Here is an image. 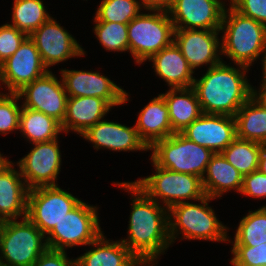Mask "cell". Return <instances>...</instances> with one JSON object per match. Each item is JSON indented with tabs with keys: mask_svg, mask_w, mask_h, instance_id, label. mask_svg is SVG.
Wrapping results in <instances>:
<instances>
[{
	"mask_svg": "<svg viewBox=\"0 0 266 266\" xmlns=\"http://www.w3.org/2000/svg\"><path fill=\"white\" fill-rule=\"evenodd\" d=\"M94 34L107 51L129 52L128 24L94 21Z\"/></svg>",
	"mask_w": 266,
	"mask_h": 266,
	"instance_id": "obj_33",
	"label": "cell"
},
{
	"mask_svg": "<svg viewBox=\"0 0 266 266\" xmlns=\"http://www.w3.org/2000/svg\"><path fill=\"white\" fill-rule=\"evenodd\" d=\"M29 37L34 41L44 65L50 66L86 53L77 40L53 17L44 22Z\"/></svg>",
	"mask_w": 266,
	"mask_h": 266,
	"instance_id": "obj_15",
	"label": "cell"
},
{
	"mask_svg": "<svg viewBox=\"0 0 266 266\" xmlns=\"http://www.w3.org/2000/svg\"><path fill=\"white\" fill-rule=\"evenodd\" d=\"M47 249L46 236L27 217L0 223V266H32Z\"/></svg>",
	"mask_w": 266,
	"mask_h": 266,
	"instance_id": "obj_5",
	"label": "cell"
},
{
	"mask_svg": "<svg viewBox=\"0 0 266 266\" xmlns=\"http://www.w3.org/2000/svg\"><path fill=\"white\" fill-rule=\"evenodd\" d=\"M18 95L23 98L22 107L30 108L45 113L63 122L68 96L62 79L58 80L50 70L32 83L19 90Z\"/></svg>",
	"mask_w": 266,
	"mask_h": 266,
	"instance_id": "obj_13",
	"label": "cell"
},
{
	"mask_svg": "<svg viewBox=\"0 0 266 266\" xmlns=\"http://www.w3.org/2000/svg\"><path fill=\"white\" fill-rule=\"evenodd\" d=\"M28 35L8 23L0 26V65L12 56Z\"/></svg>",
	"mask_w": 266,
	"mask_h": 266,
	"instance_id": "obj_36",
	"label": "cell"
},
{
	"mask_svg": "<svg viewBox=\"0 0 266 266\" xmlns=\"http://www.w3.org/2000/svg\"><path fill=\"white\" fill-rule=\"evenodd\" d=\"M149 150L151 159L164 169L196 175L202 179L214 154L210 149L198 145L181 133H173L157 140Z\"/></svg>",
	"mask_w": 266,
	"mask_h": 266,
	"instance_id": "obj_7",
	"label": "cell"
},
{
	"mask_svg": "<svg viewBox=\"0 0 266 266\" xmlns=\"http://www.w3.org/2000/svg\"><path fill=\"white\" fill-rule=\"evenodd\" d=\"M151 161L156 172L133 183L157 203L161 202L169 209L175 204L186 202L185 200L198 201L205 196L200 177L170 171L159 167L152 159Z\"/></svg>",
	"mask_w": 266,
	"mask_h": 266,
	"instance_id": "obj_8",
	"label": "cell"
},
{
	"mask_svg": "<svg viewBox=\"0 0 266 266\" xmlns=\"http://www.w3.org/2000/svg\"><path fill=\"white\" fill-rule=\"evenodd\" d=\"M215 198L205 195L201 204L182 202L168 209L169 237L173 244L179 234L183 240L229 241L228 227L224 226L208 203Z\"/></svg>",
	"mask_w": 266,
	"mask_h": 266,
	"instance_id": "obj_4",
	"label": "cell"
},
{
	"mask_svg": "<svg viewBox=\"0 0 266 266\" xmlns=\"http://www.w3.org/2000/svg\"><path fill=\"white\" fill-rule=\"evenodd\" d=\"M81 137L90 141L94 149L111 151H148L149 147L133 127L102 119L84 132Z\"/></svg>",
	"mask_w": 266,
	"mask_h": 266,
	"instance_id": "obj_19",
	"label": "cell"
},
{
	"mask_svg": "<svg viewBox=\"0 0 266 266\" xmlns=\"http://www.w3.org/2000/svg\"><path fill=\"white\" fill-rule=\"evenodd\" d=\"M258 170L266 175V145L262 147L259 155Z\"/></svg>",
	"mask_w": 266,
	"mask_h": 266,
	"instance_id": "obj_42",
	"label": "cell"
},
{
	"mask_svg": "<svg viewBox=\"0 0 266 266\" xmlns=\"http://www.w3.org/2000/svg\"><path fill=\"white\" fill-rule=\"evenodd\" d=\"M144 10H160L168 12L174 5V0H140Z\"/></svg>",
	"mask_w": 266,
	"mask_h": 266,
	"instance_id": "obj_40",
	"label": "cell"
},
{
	"mask_svg": "<svg viewBox=\"0 0 266 266\" xmlns=\"http://www.w3.org/2000/svg\"><path fill=\"white\" fill-rule=\"evenodd\" d=\"M230 6L241 15L266 26V0H233Z\"/></svg>",
	"mask_w": 266,
	"mask_h": 266,
	"instance_id": "obj_37",
	"label": "cell"
},
{
	"mask_svg": "<svg viewBox=\"0 0 266 266\" xmlns=\"http://www.w3.org/2000/svg\"><path fill=\"white\" fill-rule=\"evenodd\" d=\"M141 9L143 7L138 0H102L94 21L128 24L141 13Z\"/></svg>",
	"mask_w": 266,
	"mask_h": 266,
	"instance_id": "obj_32",
	"label": "cell"
},
{
	"mask_svg": "<svg viewBox=\"0 0 266 266\" xmlns=\"http://www.w3.org/2000/svg\"><path fill=\"white\" fill-rule=\"evenodd\" d=\"M11 26L31 35L51 16L45 9L42 0H13Z\"/></svg>",
	"mask_w": 266,
	"mask_h": 266,
	"instance_id": "obj_30",
	"label": "cell"
},
{
	"mask_svg": "<svg viewBox=\"0 0 266 266\" xmlns=\"http://www.w3.org/2000/svg\"><path fill=\"white\" fill-rule=\"evenodd\" d=\"M135 128L150 148L157 140L172 135L169 111L164 96L158 94L139 112Z\"/></svg>",
	"mask_w": 266,
	"mask_h": 266,
	"instance_id": "obj_24",
	"label": "cell"
},
{
	"mask_svg": "<svg viewBox=\"0 0 266 266\" xmlns=\"http://www.w3.org/2000/svg\"><path fill=\"white\" fill-rule=\"evenodd\" d=\"M32 266H76V259H69L66 251L48 248Z\"/></svg>",
	"mask_w": 266,
	"mask_h": 266,
	"instance_id": "obj_39",
	"label": "cell"
},
{
	"mask_svg": "<svg viewBox=\"0 0 266 266\" xmlns=\"http://www.w3.org/2000/svg\"><path fill=\"white\" fill-rule=\"evenodd\" d=\"M18 93H0V134L7 135L14 130H19L20 112Z\"/></svg>",
	"mask_w": 266,
	"mask_h": 266,
	"instance_id": "obj_34",
	"label": "cell"
},
{
	"mask_svg": "<svg viewBox=\"0 0 266 266\" xmlns=\"http://www.w3.org/2000/svg\"><path fill=\"white\" fill-rule=\"evenodd\" d=\"M12 161H9L6 156L4 157L3 154L0 152V172L7 167Z\"/></svg>",
	"mask_w": 266,
	"mask_h": 266,
	"instance_id": "obj_44",
	"label": "cell"
},
{
	"mask_svg": "<svg viewBox=\"0 0 266 266\" xmlns=\"http://www.w3.org/2000/svg\"><path fill=\"white\" fill-rule=\"evenodd\" d=\"M34 41L28 36L15 53L0 65V84L17 93L48 72Z\"/></svg>",
	"mask_w": 266,
	"mask_h": 266,
	"instance_id": "obj_12",
	"label": "cell"
},
{
	"mask_svg": "<svg viewBox=\"0 0 266 266\" xmlns=\"http://www.w3.org/2000/svg\"><path fill=\"white\" fill-rule=\"evenodd\" d=\"M88 246L91 249L76 258V266H145L121 240H107L103 233Z\"/></svg>",
	"mask_w": 266,
	"mask_h": 266,
	"instance_id": "obj_22",
	"label": "cell"
},
{
	"mask_svg": "<svg viewBox=\"0 0 266 266\" xmlns=\"http://www.w3.org/2000/svg\"><path fill=\"white\" fill-rule=\"evenodd\" d=\"M236 137L266 145V107L252 96L235 114Z\"/></svg>",
	"mask_w": 266,
	"mask_h": 266,
	"instance_id": "obj_27",
	"label": "cell"
},
{
	"mask_svg": "<svg viewBox=\"0 0 266 266\" xmlns=\"http://www.w3.org/2000/svg\"><path fill=\"white\" fill-rule=\"evenodd\" d=\"M233 266H266V242L257 246L232 245Z\"/></svg>",
	"mask_w": 266,
	"mask_h": 266,
	"instance_id": "obj_35",
	"label": "cell"
},
{
	"mask_svg": "<svg viewBox=\"0 0 266 266\" xmlns=\"http://www.w3.org/2000/svg\"><path fill=\"white\" fill-rule=\"evenodd\" d=\"M32 145L30 152L17 162L28 189L58 185L62 165L58 139Z\"/></svg>",
	"mask_w": 266,
	"mask_h": 266,
	"instance_id": "obj_11",
	"label": "cell"
},
{
	"mask_svg": "<svg viewBox=\"0 0 266 266\" xmlns=\"http://www.w3.org/2000/svg\"><path fill=\"white\" fill-rule=\"evenodd\" d=\"M243 175L234 168L222 153H214L202 177V187L205 195L211 198L221 196L231 190L241 192Z\"/></svg>",
	"mask_w": 266,
	"mask_h": 266,
	"instance_id": "obj_25",
	"label": "cell"
},
{
	"mask_svg": "<svg viewBox=\"0 0 266 266\" xmlns=\"http://www.w3.org/2000/svg\"><path fill=\"white\" fill-rule=\"evenodd\" d=\"M225 6L222 0H174L168 13L174 29L220 30Z\"/></svg>",
	"mask_w": 266,
	"mask_h": 266,
	"instance_id": "obj_17",
	"label": "cell"
},
{
	"mask_svg": "<svg viewBox=\"0 0 266 266\" xmlns=\"http://www.w3.org/2000/svg\"><path fill=\"white\" fill-rule=\"evenodd\" d=\"M253 96L266 107V83L260 84L258 91L256 90V88L253 89Z\"/></svg>",
	"mask_w": 266,
	"mask_h": 266,
	"instance_id": "obj_41",
	"label": "cell"
},
{
	"mask_svg": "<svg viewBox=\"0 0 266 266\" xmlns=\"http://www.w3.org/2000/svg\"><path fill=\"white\" fill-rule=\"evenodd\" d=\"M264 144L236 137L221 153L243 176L258 170Z\"/></svg>",
	"mask_w": 266,
	"mask_h": 266,
	"instance_id": "obj_29",
	"label": "cell"
},
{
	"mask_svg": "<svg viewBox=\"0 0 266 266\" xmlns=\"http://www.w3.org/2000/svg\"><path fill=\"white\" fill-rule=\"evenodd\" d=\"M219 32L220 30L206 29L174 30L173 42L180 49L193 72L201 65L206 64L210 68L223 61Z\"/></svg>",
	"mask_w": 266,
	"mask_h": 266,
	"instance_id": "obj_16",
	"label": "cell"
},
{
	"mask_svg": "<svg viewBox=\"0 0 266 266\" xmlns=\"http://www.w3.org/2000/svg\"><path fill=\"white\" fill-rule=\"evenodd\" d=\"M162 95L168 107L170 123L174 133L182 132L203 114L193 87L170 88Z\"/></svg>",
	"mask_w": 266,
	"mask_h": 266,
	"instance_id": "obj_26",
	"label": "cell"
},
{
	"mask_svg": "<svg viewBox=\"0 0 266 266\" xmlns=\"http://www.w3.org/2000/svg\"><path fill=\"white\" fill-rule=\"evenodd\" d=\"M220 64L207 69L200 79H194L202 112L235 116L238 110L253 96L254 86L250 85L246 73L250 68Z\"/></svg>",
	"mask_w": 266,
	"mask_h": 266,
	"instance_id": "obj_2",
	"label": "cell"
},
{
	"mask_svg": "<svg viewBox=\"0 0 266 266\" xmlns=\"http://www.w3.org/2000/svg\"><path fill=\"white\" fill-rule=\"evenodd\" d=\"M220 31L221 53L236 65L251 68L266 46V26L245 17L230 5L225 8Z\"/></svg>",
	"mask_w": 266,
	"mask_h": 266,
	"instance_id": "obj_3",
	"label": "cell"
},
{
	"mask_svg": "<svg viewBox=\"0 0 266 266\" xmlns=\"http://www.w3.org/2000/svg\"><path fill=\"white\" fill-rule=\"evenodd\" d=\"M98 209L81 201L46 236L48 248L67 251L68 247L89 245L95 241L103 233Z\"/></svg>",
	"mask_w": 266,
	"mask_h": 266,
	"instance_id": "obj_9",
	"label": "cell"
},
{
	"mask_svg": "<svg viewBox=\"0 0 266 266\" xmlns=\"http://www.w3.org/2000/svg\"><path fill=\"white\" fill-rule=\"evenodd\" d=\"M14 166L11 162L0 172V223L27 217L29 189Z\"/></svg>",
	"mask_w": 266,
	"mask_h": 266,
	"instance_id": "obj_20",
	"label": "cell"
},
{
	"mask_svg": "<svg viewBox=\"0 0 266 266\" xmlns=\"http://www.w3.org/2000/svg\"><path fill=\"white\" fill-rule=\"evenodd\" d=\"M148 61L153 62L156 75L170 88L193 87L194 72L174 42L152 55Z\"/></svg>",
	"mask_w": 266,
	"mask_h": 266,
	"instance_id": "obj_23",
	"label": "cell"
},
{
	"mask_svg": "<svg viewBox=\"0 0 266 266\" xmlns=\"http://www.w3.org/2000/svg\"><path fill=\"white\" fill-rule=\"evenodd\" d=\"M60 72L68 97H98L106 100L112 107L129 100L128 92L98 71L62 69Z\"/></svg>",
	"mask_w": 266,
	"mask_h": 266,
	"instance_id": "obj_14",
	"label": "cell"
},
{
	"mask_svg": "<svg viewBox=\"0 0 266 266\" xmlns=\"http://www.w3.org/2000/svg\"><path fill=\"white\" fill-rule=\"evenodd\" d=\"M112 106L104 99L93 96L68 97L66 114L61 123L63 133L74 131L80 136L104 119Z\"/></svg>",
	"mask_w": 266,
	"mask_h": 266,
	"instance_id": "obj_21",
	"label": "cell"
},
{
	"mask_svg": "<svg viewBox=\"0 0 266 266\" xmlns=\"http://www.w3.org/2000/svg\"><path fill=\"white\" fill-rule=\"evenodd\" d=\"M19 131L31 144L58 139L63 132L61 123L40 111L22 107Z\"/></svg>",
	"mask_w": 266,
	"mask_h": 266,
	"instance_id": "obj_28",
	"label": "cell"
},
{
	"mask_svg": "<svg viewBox=\"0 0 266 266\" xmlns=\"http://www.w3.org/2000/svg\"><path fill=\"white\" fill-rule=\"evenodd\" d=\"M180 133L213 153H221L236 138L235 117L203 113Z\"/></svg>",
	"mask_w": 266,
	"mask_h": 266,
	"instance_id": "obj_18",
	"label": "cell"
},
{
	"mask_svg": "<svg viewBox=\"0 0 266 266\" xmlns=\"http://www.w3.org/2000/svg\"><path fill=\"white\" fill-rule=\"evenodd\" d=\"M82 200L58 185L29 190L27 218L47 236Z\"/></svg>",
	"mask_w": 266,
	"mask_h": 266,
	"instance_id": "obj_10",
	"label": "cell"
},
{
	"mask_svg": "<svg viewBox=\"0 0 266 266\" xmlns=\"http://www.w3.org/2000/svg\"><path fill=\"white\" fill-rule=\"evenodd\" d=\"M233 239L228 242L252 247L266 242V205L243 216Z\"/></svg>",
	"mask_w": 266,
	"mask_h": 266,
	"instance_id": "obj_31",
	"label": "cell"
},
{
	"mask_svg": "<svg viewBox=\"0 0 266 266\" xmlns=\"http://www.w3.org/2000/svg\"><path fill=\"white\" fill-rule=\"evenodd\" d=\"M240 193L256 199L266 198V175L259 170L244 175Z\"/></svg>",
	"mask_w": 266,
	"mask_h": 266,
	"instance_id": "obj_38",
	"label": "cell"
},
{
	"mask_svg": "<svg viewBox=\"0 0 266 266\" xmlns=\"http://www.w3.org/2000/svg\"><path fill=\"white\" fill-rule=\"evenodd\" d=\"M147 11L150 13L141 12L128 23L129 53L140 65L174 41L175 29L169 13Z\"/></svg>",
	"mask_w": 266,
	"mask_h": 266,
	"instance_id": "obj_6",
	"label": "cell"
},
{
	"mask_svg": "<svg viewBox=\"0 0 266 266\" xmlns=\"http://www.w3.org/2000/svg\"><path fill=\"white\" fill-rule=\"evenodd\" d=\"M263 62V63H262ZM261 64H262V76H263V79H262V83H266V46L264 48V51H263V54L261 55Z\"/></svg>",
	"mask_w": 266,
	"mask_h": 266,
	"instance_id": "obj_43",
	"label": "cell"
},
{
	"mask_svg": "<svg viewBox=\"0 0 266 266\" xmlns=\"http://www.w3.org/2000/svg\"><path fill=\"white\" fill-rule=\"evenodd\" d=\"M114 185L132 193L128 237L121 239V242L145 266H155L157 258L172 244L169 237L168 209L148 197L133 182H114Z\"/></svg>",
	"mask_w": 266,
	"mask_h": 266,
	"instance_id": "obj_1",
	"label": "cell"
}]
</instances>
